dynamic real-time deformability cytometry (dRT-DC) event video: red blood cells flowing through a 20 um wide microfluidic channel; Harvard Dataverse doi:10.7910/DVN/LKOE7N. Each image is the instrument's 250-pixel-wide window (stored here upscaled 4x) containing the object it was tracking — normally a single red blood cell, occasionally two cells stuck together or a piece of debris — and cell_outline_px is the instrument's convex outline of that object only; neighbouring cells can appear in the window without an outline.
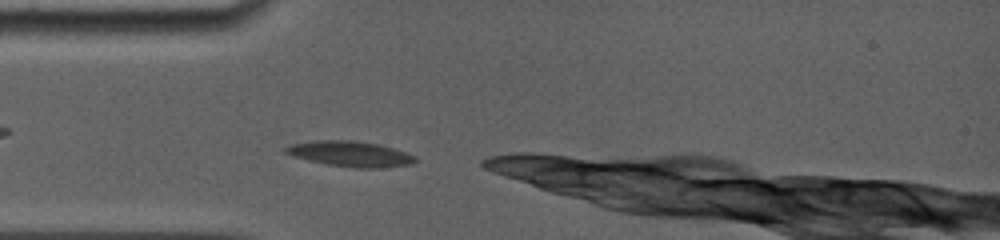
{"species": "common noctule bat (a hibernating species)", "species_latin": "Nyctalus noctula", "temperature_condition": "room temperature", "stored_images_in_passage": 13, "camera_frame_rate_fps": 5000, "um_per_image_px": 0.085, "animal": {"sex": "female", "body_mass_g": 19.0, "forearm_length_mm": 56.7}, "frame": {"image": 1, "passage_image": 1, "time_ms": 0.0, "image_size_px": [1000, 240], "cell_outline_px": [[416, 160], [412, 164], [380, 168], [352, 168], [328, 164], [296, 156], [284, 152], [284, 148], [292, 144], [316, 140], [348, 140], [380, 144], [416, 156]], "centroid_in_image_um": [29.81, 13.08], "position_along_channel_um": 55.2, "area_um2": 18.9}}
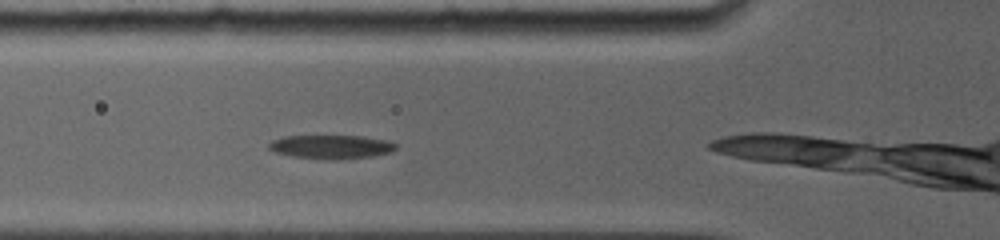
{"frame": {"image": 2, "passage_image": 3, "time_ms": 1.2, "image_size_px": [1000, 240], "cell_outline_px": [[396, 148], [388, 152], [372, 156], [340, 160], [332, 160], [292, 156], [276, 152], [268, 148], [268, 144], [272, 140], [288, 136], [360, 136], [384, 140], [396, 144]], "centroid_in_image_um": [28.12, 12.49], "position_along_channel_um": 97.7, "area_um2": 17.34}}